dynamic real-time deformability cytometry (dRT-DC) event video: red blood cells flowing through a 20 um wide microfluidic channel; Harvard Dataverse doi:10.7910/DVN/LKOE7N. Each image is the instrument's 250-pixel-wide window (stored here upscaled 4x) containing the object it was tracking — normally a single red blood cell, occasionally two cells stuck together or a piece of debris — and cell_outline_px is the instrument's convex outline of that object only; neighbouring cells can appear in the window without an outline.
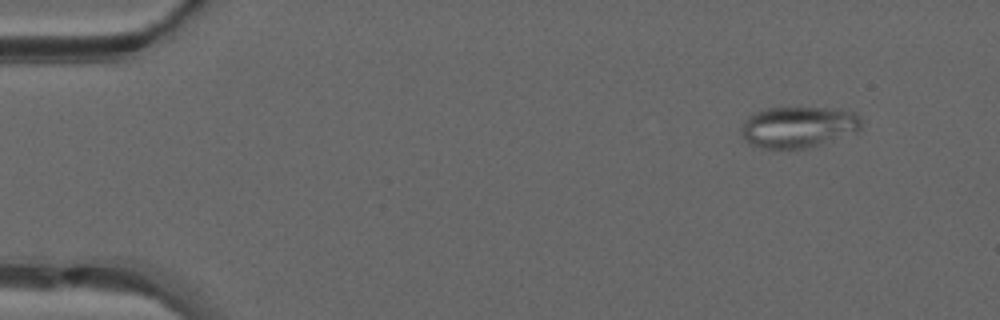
{"species": "common noctule bat (a hibernating species)", "species_latin": "Nyctalus noctula", "temperature_condition": "warm", "stored_images_in_passage": 47, "camera_frame_rate_fps": 3000, "um_per_image_px": 0.085, "animal": {"sex": "male", "forearm_length_mm": 52.5}, "frame": {"image": 1, "passage_image": 3, "time_ms": 0.667, "image_size_px": [1000, 320], "cell_outline_px": [[860, 128], [856, 132], [808, 148], [772, 152], [748, 144], [744, 140], [740, 132], [740, 128], [744, 120], [752, 112], [764, 108], [840, 108], [856, 112], [860, 116]], "centroid_in_image_um": [67.77, 10.82], "position_along_channel_um": 17.2, "area_um2": 29.88}}
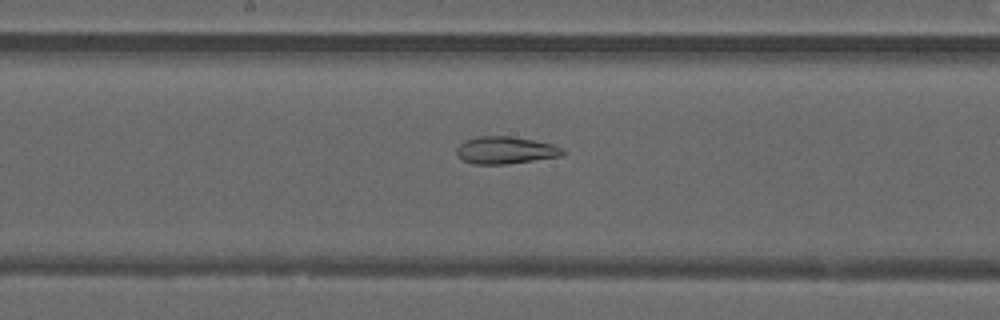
{"frame": {"image": 2, "passage_image": 24, "time_ms": 7.667, "image_size_px": [1000, 320], "cell_outline_px": [[568, 152], [560, 156], [504, 164], [472, 164], [456, 156], [456, 148], [464, 140], [476, 136], [508, 136], [532, 140], [552, 144], [564, 148]], "centroid_in_image_um": [42.94, 12.76], "position_along_channel_um": 205.3, "area_um2": 16.88}}
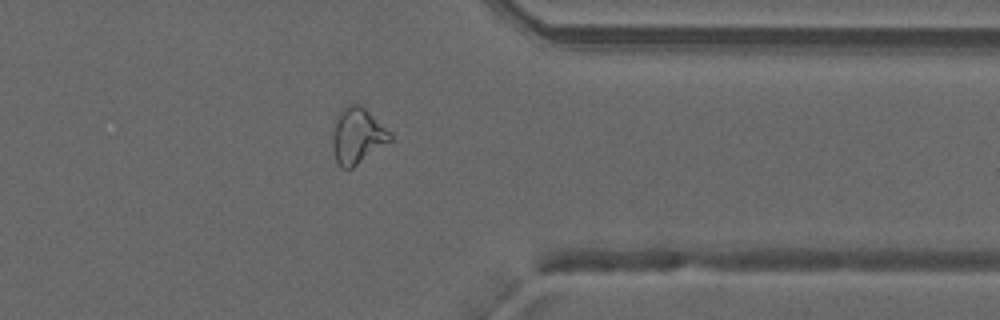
{"frame": {"image": 3, "passage_image": 37, "time_ms": 12.0, "image_size_px": [1000, 320], "cell_outline_px": [[392, 140], [352, 168], [340, 168], [336, 160], [332, 148], [332, 124], [336, 116], [348, 104], [360, 104], [392, 132]], "centroid_in_image_um": [30.36, 11.53], "position_along_channel_um": 381.0, "area_um2": 18.96}, "authors_computed_cell_mechanics": {"area_um2": 20.9236, "velocity_mm_per_s": 4.2492, "shape_relaxation_time_tau1_ms": null, "shape_relaxation_time_tau2_ms": 3.5825, "deformation_change_tau1": null, "deformation_change_tau2": 0.136}}